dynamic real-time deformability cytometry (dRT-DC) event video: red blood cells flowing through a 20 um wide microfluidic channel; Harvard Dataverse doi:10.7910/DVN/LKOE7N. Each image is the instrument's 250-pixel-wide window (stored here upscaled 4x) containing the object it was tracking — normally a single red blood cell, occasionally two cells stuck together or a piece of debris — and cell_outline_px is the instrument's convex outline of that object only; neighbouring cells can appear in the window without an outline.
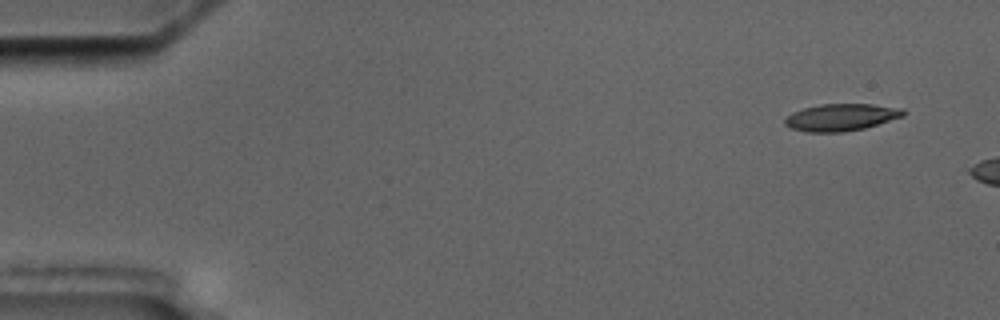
{"species": "common noctule bat (a hibernating species)", "species_latin": "Nyctalus noctula", "temperature_condition": "cold", "stored_images_in_passage": 3, "camera_frame_rate_fps": 3000, "um_per_image_px": 0.085, "animal": {"sex": "male", "body_mass_g": 17.5, "forearm_length_mm": 52.3}, "frame": {"image": 1, "passage_image": 1, "time_ms": 0.0, "image_size_px": [1000, 320], "cell_outline_px": [[904, 116], [864, 128], [844, 132], [808, 132], [792, 128], [784, 124], [784, 120], [792, 112], [804, 108], [820, 104], [872, 104], [904, 108]], "centroid_in_image_um": [71.5, 9.96], "position_along_channel_um": 13.5, "area_um2": 18.61}}